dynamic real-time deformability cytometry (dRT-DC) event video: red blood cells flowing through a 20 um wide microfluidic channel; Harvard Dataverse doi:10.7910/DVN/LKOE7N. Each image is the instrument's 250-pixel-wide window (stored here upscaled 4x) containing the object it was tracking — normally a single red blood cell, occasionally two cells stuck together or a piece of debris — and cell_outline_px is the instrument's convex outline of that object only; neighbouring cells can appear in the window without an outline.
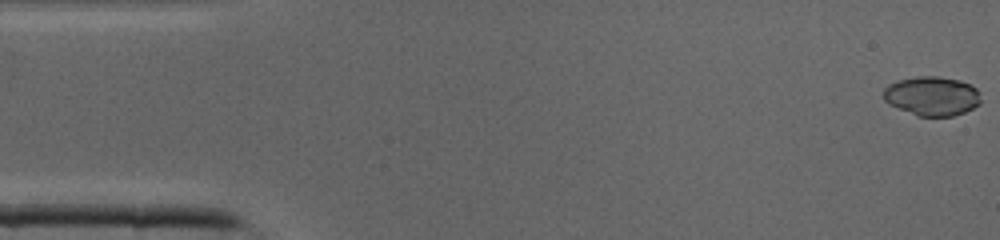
{"species": "common noctule bat (a hibernating species)", "species_latin": "Nyctalus noctula", "temperature_condition": "cold", "stored_images_in_passage": 42, "camera_frame_rate_fps": 3000, "um_per_image_px": 0.085, "animal": {"sex": "male", "body_mass_g": 19.0, "forearm_length_mm": 50.8}, "frame": {"image": 1, "passage_image": 1, "time_ms": 0.0, "image_size_px": [1000, 240], "cell_outline_px": [[980, 104], [964, 112], [952, 116], [916, 116], [888, 104], [884, 100], [884, 88], [888, 84], [900, 80], [916, 76], [940, 76], [960, 80], [976, 88], [980, 92]], "centroid_in_image_um": [79.21, 8.16], "position_along_channel_um": 5.8, "area_um2": 22.37}}
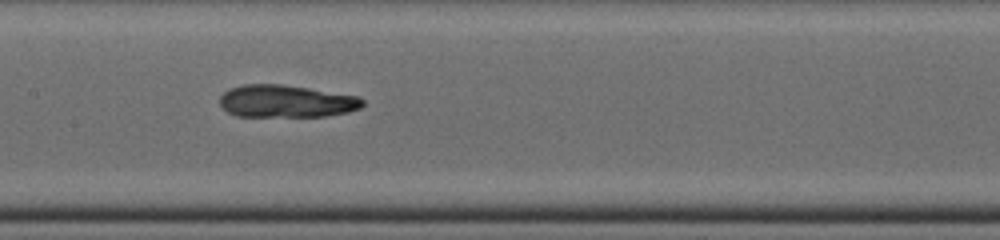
{"frame": {"image": 2, "passage_image": 20, "time_ms": 6.333, "image_size_px": [1000, 240], "cell_outline_px": [[364, 104], [360, 108], [348, 112], [324, 116], [236, 116], [228, 112], [220, 104], [220, 96], [228, 88], [244, 84], [280, 84], [308, 88], [356, 96], [364, 100]], "centroid_in_image_um": [24.3, 8.6], "position_along_channel_um": 183.1, "area_um2": 26.88}}
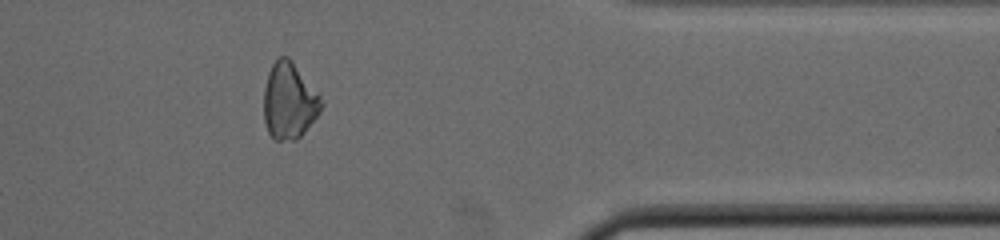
{"frame": {"image": 3, "passage_image": 34, "time_ms": 11.0, "image_size_px": [1000, 240], "cell_outline_px": [[324, 104], [320, 112], [304, 132], [296, 140], [276, 140], [268, 132], [264, 120], [264, 88], [268, 72], [272, 64], [280, 56], [288, 56], [292, 60], [320, 92]], "centroid_in_image_um": [24.61, 8.55], "position_along_channel_um": 386.8, "area_um2": 25.95}}